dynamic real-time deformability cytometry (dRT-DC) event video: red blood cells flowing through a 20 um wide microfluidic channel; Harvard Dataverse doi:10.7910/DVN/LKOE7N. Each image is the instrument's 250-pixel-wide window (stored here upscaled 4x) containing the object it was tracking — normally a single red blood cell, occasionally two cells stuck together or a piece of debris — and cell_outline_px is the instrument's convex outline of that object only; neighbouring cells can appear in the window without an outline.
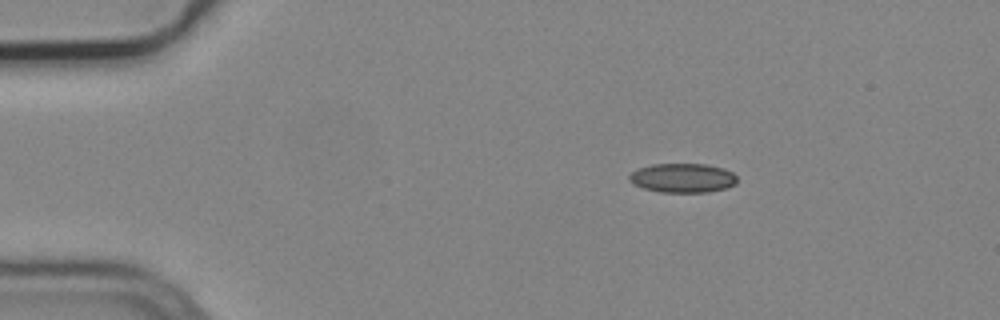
{"species": "common noctule bat (a hibernating species)", "species_latin": "Nyctalus noctula", "temperature_condition": "cold", "stored_images_in_passage": 4, "camera_frame_rate_fps": 3000, "um_per_image_px": 0.085, "animal": {"sex": "male", "body_mass_g": 19.2, "forearm_length_mm": 51.8}, "frame": {"image": 1, "passage_image": 4, "time_ms": 1.0, "image_size_px": [1000, 320], "cell_outline_px": [[736, 184], [728, 188], [708, 192], [660, 192], [644, 188], [628, 180], [628, 176], [632, 172], [640, 168], [652, 164], [708, 164], [724, 168], [732, 172], [736, 176]], "centroid_in_image_um": [58.07, 15.12], "position_along_channel_um": 26.9, "area_um2": 18.38}}